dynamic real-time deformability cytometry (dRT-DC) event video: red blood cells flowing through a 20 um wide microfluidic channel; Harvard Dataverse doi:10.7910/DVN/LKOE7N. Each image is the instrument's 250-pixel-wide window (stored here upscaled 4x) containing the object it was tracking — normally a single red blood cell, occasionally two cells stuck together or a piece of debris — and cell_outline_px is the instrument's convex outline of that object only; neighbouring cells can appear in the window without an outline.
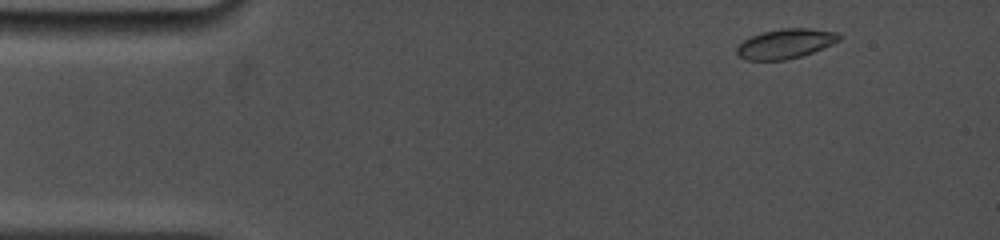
{"species": "common noctule bat (a hibernating species)", "species_latin": "Nyctalus noctula", "temperature_condition": "cold", "stored_images_in_passage": 70, "camera_frame_rate_fps": 5000, "um_per_image_px": 0.085, "animal": {"sex": "female", "body_mass_g": 19.0, "forearm_length_mm": 53.3}, "frame": {"image": 1, "passage_image": 5, "time_ms": 0.8, "image_size_px": [1000, 240], "cell_outline_px": [[840, 40], [832, 44], [812, 52], [800, 56], [784, 60], [744, 60], [736, 52], [736, 48], [744, 40], [752, 36], [764, 32], [784, 28], [808, 28], [836, 32], [840, 36]], "centroid_in_image_um": [66.75, 3.72], "position_along_channel_um": 18.2, "area_um2": 17.4}}
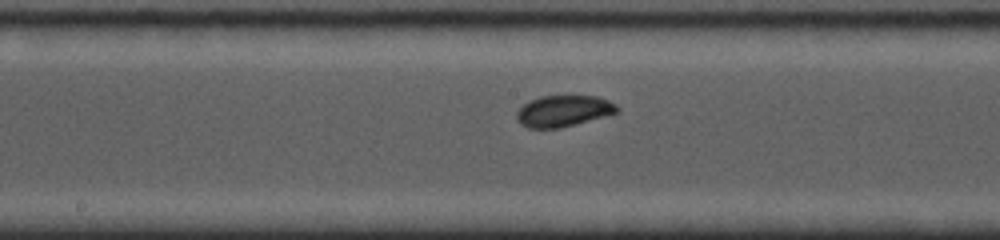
{"frame": {"image": 2, "passage_image": 45, "time_ms": 7.8, "image_size_px": [1000, 240], "cell_outline_px": [[620, 112], [560, 128], [528, 128], [520, 124], [516, 120], [516, 112], [524, 104], [540, 96], [596, 96], [608, 100], [616, 104], [620, 108]], "centroid_in_image_um": [47.9, 9.44], "position_along_channel_um": 200.3, "area_um2": 18.32}}
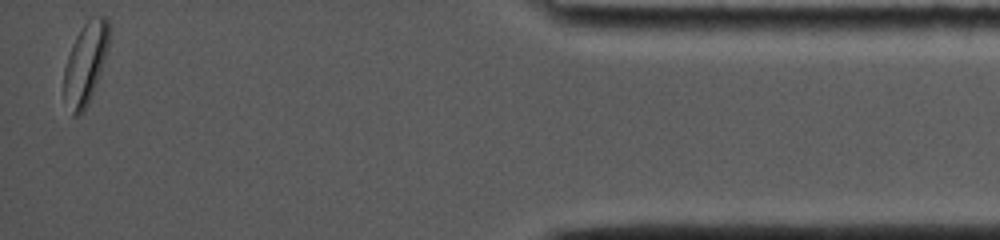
{"frame": {"image": 3, "passage_image": 70, "time_ms": 15.2, "image_size_px": [1000, 240], "cell_outline_px": [[108, 48], [100, 72], [88, 104], [84, 112], [80, 116], [72, 116], [64, 96], [64, 68], [72, 44], [80, 28], [92, 16], [104, 16], [108, 20]], "centroid_in_image_um": [7.25, 5.4], "position_along_channel_um": 428.0, "area_um2": 21.21}, "authors_computed_cell_mechanics": {"area_um2": 18.496, "velocity_mm_per_s": 3.8081, "shape_relaxation_time_tau1_ms": 2.2655, "shape_relaxation_time_tau2_ms": null, "deformation_change_tau1": 0.0794, "deformation_change_tau2": null}}